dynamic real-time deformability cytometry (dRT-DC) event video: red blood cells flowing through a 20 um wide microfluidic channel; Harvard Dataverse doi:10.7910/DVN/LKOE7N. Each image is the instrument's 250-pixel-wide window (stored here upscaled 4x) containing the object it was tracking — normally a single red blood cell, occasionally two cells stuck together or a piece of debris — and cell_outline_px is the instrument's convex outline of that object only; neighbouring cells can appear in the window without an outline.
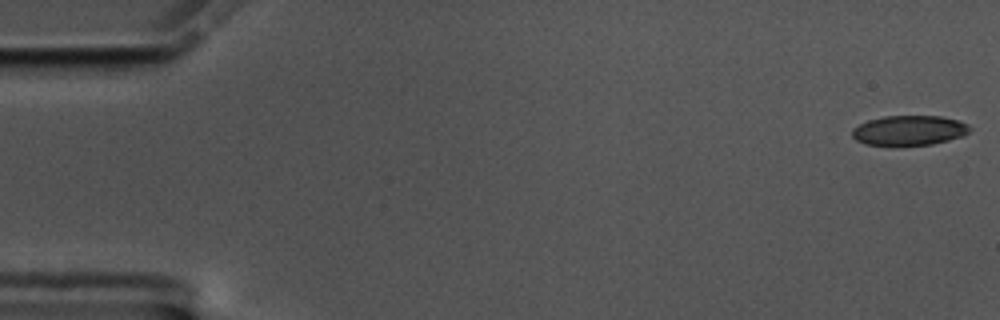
{"species": "common noctule bat (a hibernating species)", "species_latin": "Nyctalus noctula", "temperature_condition": "cold", "stored_images_in_passage": 5, "segment_of_instrument_passage": [1, 2], "camera_frame_rate_fps": 3000, "um_per_image_px": 0.085, "animal": {"sex": "male", "body_mass_g": 17.5, "forearm_length_mm": 52.3}, "frame": {"image": 1, "passage_image": 1, "time_ms": 0.0, "image_size_px": [1000, 320], "cell_outline_px": [[972, 128], [964, 136], [932, 144], [892, 148], [864, 144], [856, 140], [852, 136], [852, 128], [868, 120], [884, 116], [940, 116], [956, 120], [968, 124]], "centroid_in_image_um": [77.24, 11.13], "position_along_channel_um": 7.8, "area_um2": 21.15}}